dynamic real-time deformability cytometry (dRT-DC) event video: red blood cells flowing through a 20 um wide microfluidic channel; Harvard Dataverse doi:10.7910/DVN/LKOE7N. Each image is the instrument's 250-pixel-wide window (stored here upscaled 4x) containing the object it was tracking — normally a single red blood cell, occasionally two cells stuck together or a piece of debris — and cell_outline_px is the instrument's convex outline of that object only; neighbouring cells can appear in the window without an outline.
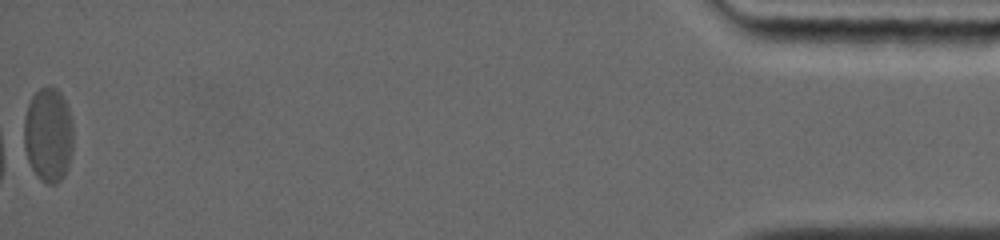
{"species": "common noctule bat (a hibernating species)", "species_latin": "Nyctalus noctula", "temperature_condition": "warm", "stored_images_in_passage": 42, "camera_frame_rate_fps": 5000, "um_per_image_px": 0.085, "animal": {"sex": "female", "body_mass_g": 19.0, "forearm_length_mm": 56.7}, "frame": {"image": 1, "passage_image": 42, "time_ms": 11.8, "image_size_px": [1000, 240], "cell_outline_px": [[72, 152], [64, 176], [56, 184], [48, 184], [36, 176], [28, 160], [24, 148], [24, 116], [28, 104], [32, 96], [40, 88], [48, 84], [56, 88], [60, 92], [68, 108], [72, 120]], "centroid_in_image_um": [4.09, 11.44], "position_along_channel_um": 431.1, "area_um2": 27.28}}